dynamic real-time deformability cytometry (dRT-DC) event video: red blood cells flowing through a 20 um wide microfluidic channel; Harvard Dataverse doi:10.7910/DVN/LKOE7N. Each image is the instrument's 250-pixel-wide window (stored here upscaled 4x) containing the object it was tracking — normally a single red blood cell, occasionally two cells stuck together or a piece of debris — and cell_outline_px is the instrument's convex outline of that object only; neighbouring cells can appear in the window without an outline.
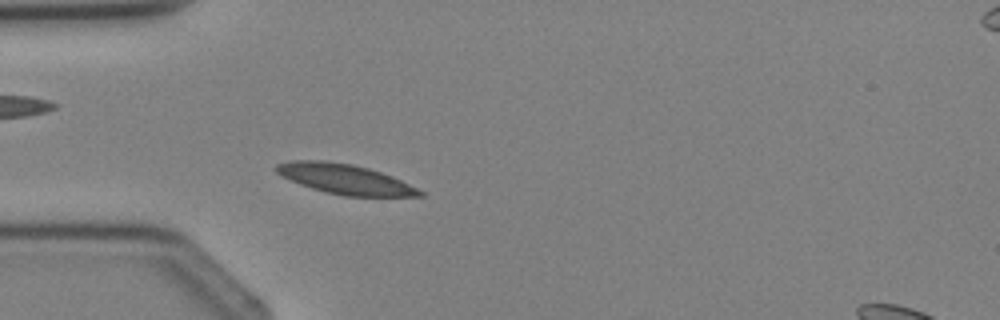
{"species": "Egyptian fruit bat (a non-hibernating species)", "species_latin": "Rousettus aegyptiacus", "temperature_condition": "cold", "stored_images_in_passage": 2, "camera_frame_rate_fps": 3000, "um_per_image_px": 0.085, "animal": {"sex": "female"}, "frame": {"image": 1, "passage_image": 2, "time_ms": 1.333, "image_size_px": [1000, 320], "cell_outline_px": [[424, 196], [344, 196], [324, 192], [300, 184], [276, 172], [272, 168], [276, 164], [292, 160], [324, 160], [352, 164], [368, 168], [392, 176], [424, 192]], "centroid_in_image_um": [29.29, 15.21], "position_along_channel_um": 55.7, "area_um2": 24.85}}